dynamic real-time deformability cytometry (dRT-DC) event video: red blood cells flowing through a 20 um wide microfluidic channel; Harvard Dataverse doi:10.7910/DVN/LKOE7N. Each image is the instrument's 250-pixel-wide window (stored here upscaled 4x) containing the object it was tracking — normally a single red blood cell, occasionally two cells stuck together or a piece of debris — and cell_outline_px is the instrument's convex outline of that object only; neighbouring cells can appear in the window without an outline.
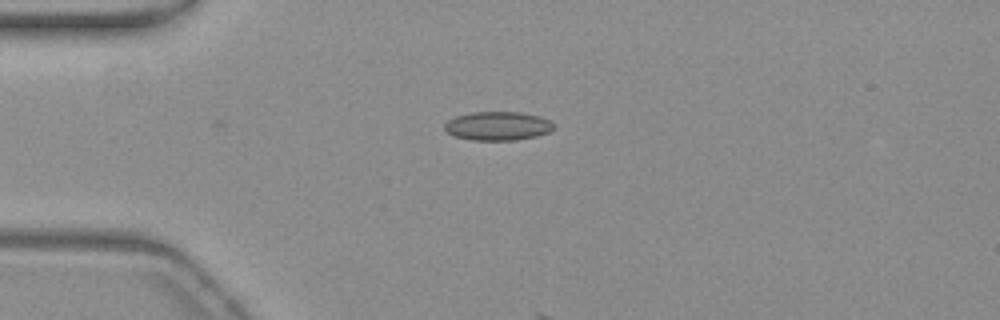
{"species": "common noctule bat (a hibernating species)", "species_latin": "Nyctalus noctula", "temperature_condition": "warm", "stored_images_in_passage": 2, "camera_frame_rate_fps": 3000, "um_per_image_px": 0.085, "animal": {"sex": "female", "body_mass_g": 19.3, "forearm_length_mm": 54.1}, "frame": {"image": 1, "passage_image": 2, "time_ms": 0.333, "image_size_px": [1000, 320], "cell_outline_px": [[556, 128], [548, 132], [536, 136], [516, 140], [472, 140], [452, 136], [444, 128], [444, 124], [448, 120], [456, 116], [472, 112], [520, 112], [540, 116], [548, 120]], "centroid_in_image_um": [42.29, 10.71], "position_along_channel_um": 42.7, "area_um2": 18.32}}